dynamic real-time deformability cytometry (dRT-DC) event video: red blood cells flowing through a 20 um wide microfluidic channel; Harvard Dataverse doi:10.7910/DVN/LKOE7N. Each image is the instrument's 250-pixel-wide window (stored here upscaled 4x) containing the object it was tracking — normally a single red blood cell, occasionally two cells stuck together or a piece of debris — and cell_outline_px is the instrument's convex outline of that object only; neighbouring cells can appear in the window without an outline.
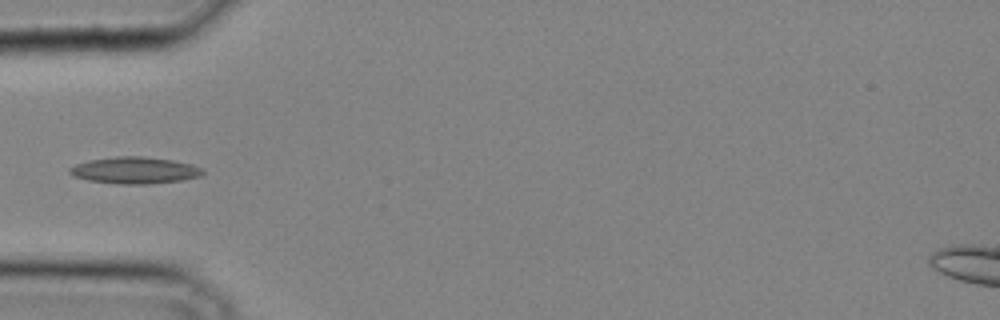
{"species": "common noctule bat (a hibernating species)", "species_latin": "Nyctalus noctula", "temperature_condition": "cold", "stored_images_in_passage": 34, "camera_frame_rate_fps": 3000, "um_per_image_px": 0.085, "animal": {"sex": "male", "body_mass_g": 20.4}, "frame": {"image": 1, "passage_image": 11, "time_ms": 3.333, "image_size_px": [1000, 320], "cell_outline_px": [[204, 172], [200, 176], [180, 180], [144, 184], [120, 184], [88, 180], [76, 176], [68, 172], [68, 168], [76, 164], [88, 160], [116, 156], [144, 156], [172, 160], [192, 164], [200, 168]], "centroid_in_image_um": [11.42, 14.46], "position_along_channel_um": 73.6, "area_um2": 20.52}}
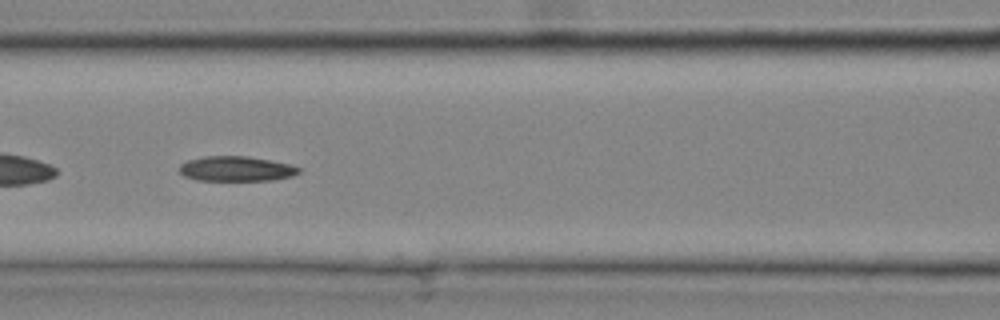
{"frame": {"image": 2, "passage_image": 15, "time_ms": 4.667, "image_size_px": [1000, 320], "cell_outline_px": [[300, 172], [292, 176], [272, 180], [196, 180], [184, 176], [180, 172], [180, 164], [188, 160], [204, 156], [248, 156], [272, 160], [292, 164], [300, 168]], "centroid_in_image_um": [20.1, 14.34], "position_along_channel_um": 146.5, "area_um2": 17.46}}
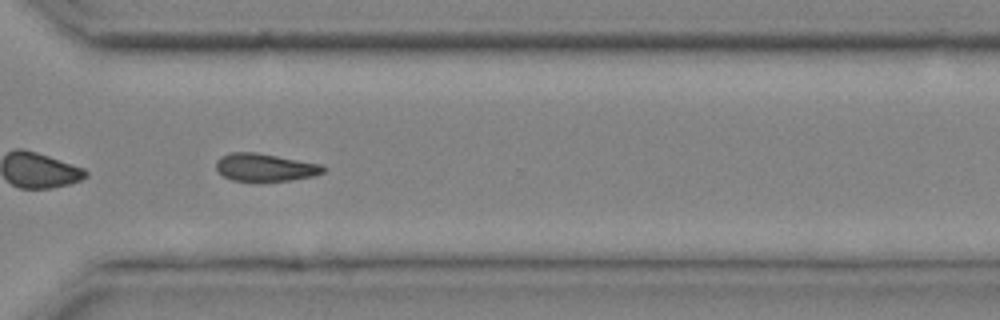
{"frame": {"image": 3, "passage_image": 26, "time_ms": 8.333, "image_size_px": [1000, 320], "cell_outline_px": [[324, 172], [316, 176], [288, 180], [232, 180], [224, 176], [216, 168], [216, 160], [220, 156], [232, 152], [256, 152], [320, 164], [324, 168]], "centroid_in_image_um": [22.51, 14.21], "position_along_channel_um": 348.1, "area_um2": 16.99}}